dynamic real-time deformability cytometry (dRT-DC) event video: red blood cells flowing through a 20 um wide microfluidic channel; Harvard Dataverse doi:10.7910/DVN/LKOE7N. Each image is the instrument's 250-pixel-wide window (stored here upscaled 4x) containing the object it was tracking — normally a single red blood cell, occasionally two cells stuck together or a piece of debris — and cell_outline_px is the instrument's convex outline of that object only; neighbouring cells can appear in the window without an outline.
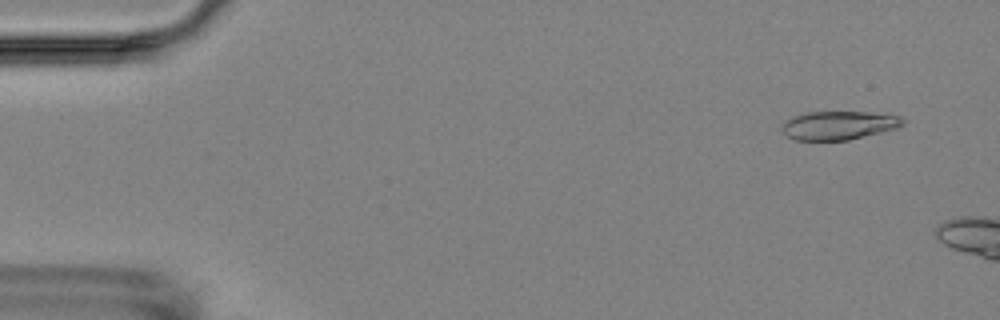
{"species": "Egyptian fruit bat (a non-hibernating species)", "species_latin": "Rousettus aegyptiacus", "temperature_condition": "room temperature", "stored_images_in_passage": 4, "camera_frame_rate_fps": 3000, "um_per_image_px": 0.085, "animal": {"sex": "female"}, "frame": {"image": 1, "passage_image": 2, "time_ms": 1.0, "image_size_px": [1000, 320], "cell_outline_px": [[904, 124], [896, 128], [848, 140], [792, 140], [780, 128], [780, 124], [804, 112], [868, 112], [900, 116], [904, 120]], "centroid_in_image_um": [71.26, 10.65], "position_along_channel_um": 13.7, "area_um2": 20.0}}